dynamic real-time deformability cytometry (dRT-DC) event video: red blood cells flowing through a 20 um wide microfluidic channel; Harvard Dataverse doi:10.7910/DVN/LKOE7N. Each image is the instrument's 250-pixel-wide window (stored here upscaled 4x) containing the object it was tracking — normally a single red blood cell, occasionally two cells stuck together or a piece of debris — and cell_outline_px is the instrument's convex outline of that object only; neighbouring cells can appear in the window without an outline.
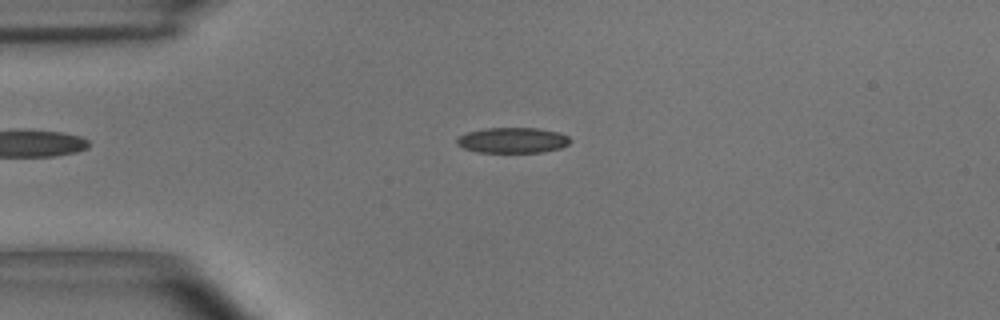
{"species": "common noctule bat (a hibernating species)", "species_latin": "Nyctalus noctula", "temperature_condition": "room temperature", "stored_images_in_passage": 50, "camera_frame_rate_fps": 3000, "um_per_image_px": 0.085, "animal": {"sex": "male", "body_mass_g": 15.6}, "frame": {"image": 1, "passage_image": 9, "time_ms": 2.667, "image_size_px": [1000, 320], "cell_outline_px": [[572, 140], [568, 144], [560, 148], [544, 152], [476, 152], [464, 148], [456, 144], [456, 140], [460, 136], [468, 132], [484, 128], [536, 128], [560, 132], [568, 136]], "centroid_in_image_um": [43.59, 11.92], "position_along_channel_um": 41.4, "area_um2": 16.88}}
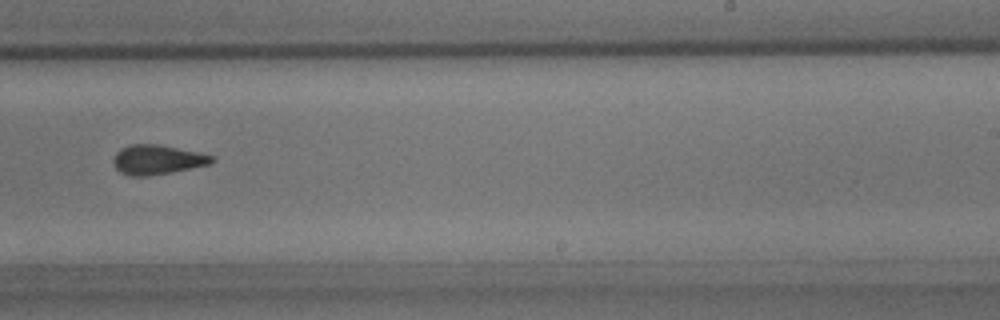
{"frame": {"image": 2, "passage_image": 30, "time_ms": 9.667, "image_size_px": [1000, 320], "cell_outline_px": [[216, 160], [212, 164], [172, 172], [148, 176], [128, 176], [120, 172], [112, 164], [112, 160], [116, 152], [120, 148], [128, 144], [156, 144], [196, 152], [212, 156]], "centroid_in_image_um": [13.32, 13.58], "position_along_channel_um": 275.7, "area_um2": 17.05}}
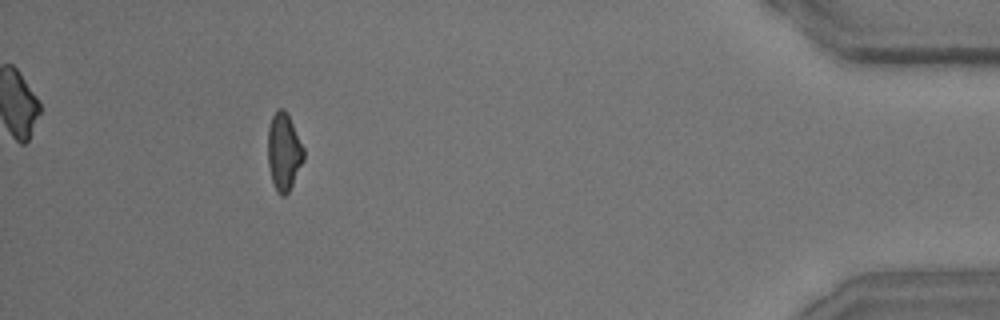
{"frame": {"image": 3, "passage_image": 46, "time_ms": 15.0, "image_size_px": [1000, 320], "cell_outline_px": [[304, 160], [288, 192], [284, 196], [280, 196], [276, 192], [272, 180], [268, 164], [268, 128], [272, 116], [276, 108], [284, 108], [304, 148]], "centroid_in_image_um": [24.11, 12.9], "position_along_channel_um": 411.1, "area_um2": 16.07}, "authors_computed_cell_mechanics": {"area_um2": 16.8776, "velocity_mm_per_s": 3.6535, "shape_relaxation_time_tau1_ms": 9.6048, "shape_relaxation_time_tau2_ms": 3.2002, "deformation_change_tau1": 0.1969, "deformation_change_tau2": 0.1061}}